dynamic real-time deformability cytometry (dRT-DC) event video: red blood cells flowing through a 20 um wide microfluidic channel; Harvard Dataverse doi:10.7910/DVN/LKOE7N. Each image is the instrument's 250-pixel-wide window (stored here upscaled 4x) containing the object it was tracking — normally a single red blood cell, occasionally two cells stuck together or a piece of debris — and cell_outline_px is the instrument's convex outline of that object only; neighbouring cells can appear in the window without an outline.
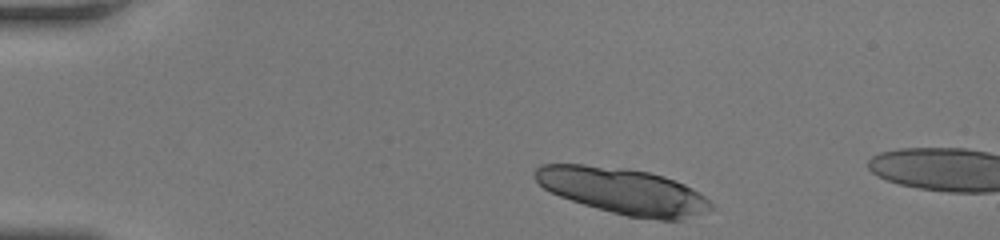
{"species": "human", "species_latin": "Homo sapiens", "temperature_condition": "room temperature", "stored_images_in_passage": 5, "camera_frame_rate_fps": 3000, "um_per_image_px": 0.085, "donor": {"sex": "female"}, "frame": {"image": 1, "passage_image": 1, "time_ms": 0.0, "image_size_px": [1000, 240], "cell_outline_px": [[716, 208], [680, 220], [660, 220], [628, 216], [612, 212], [584, 204], [560, 196], [544, 188], [536, 180], [532, 172], [540, 164], [584, 164], [628, 168], [648, 172], [664, 176], [684, 184], [700, 192]], "centroid_in_image_um": [52.97, 16.22], "position_along_channel_um": 32.0, "area_um2": 47.11}}